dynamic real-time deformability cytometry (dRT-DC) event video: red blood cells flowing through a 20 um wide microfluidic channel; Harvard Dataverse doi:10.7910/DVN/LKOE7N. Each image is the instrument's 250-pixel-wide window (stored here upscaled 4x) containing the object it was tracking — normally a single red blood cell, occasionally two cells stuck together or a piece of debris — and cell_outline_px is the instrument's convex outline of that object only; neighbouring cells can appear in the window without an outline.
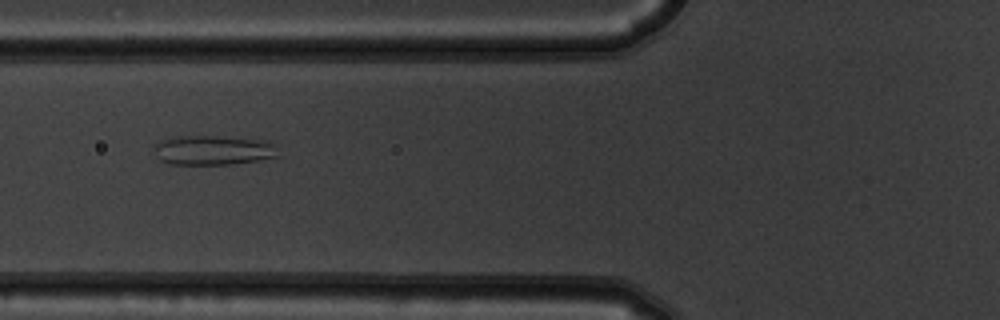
{"species": "common noctule bat (a hibernating species)", "species_latin": "Nyctalus noctula", "temperature_condition": "warm", "stored_images_in_passage": 3, "camera_frame_rate_fps": 3000, "um_per_image_px": 0.085, "animal": {"sex": "male", "body_mass_g": 19.5, "forearm_length_mm": 54.6}, "frame": {"image": 1, "passage_image": 2, "time_ms": 0.333, "image_size_px": [1000, 320], "cell_outline_px": [[280, 156], [260, 160], [232, 164], [172, 164], [160, 160], [156, 156], [152, 144], [160, 140], [172, 136], [216, 136], [256, 140], [276, 144]], "centroid_in_image_um": [18.07, 12.77], "position_along_channel_um": 107.7, "area_um2": 21.5}}